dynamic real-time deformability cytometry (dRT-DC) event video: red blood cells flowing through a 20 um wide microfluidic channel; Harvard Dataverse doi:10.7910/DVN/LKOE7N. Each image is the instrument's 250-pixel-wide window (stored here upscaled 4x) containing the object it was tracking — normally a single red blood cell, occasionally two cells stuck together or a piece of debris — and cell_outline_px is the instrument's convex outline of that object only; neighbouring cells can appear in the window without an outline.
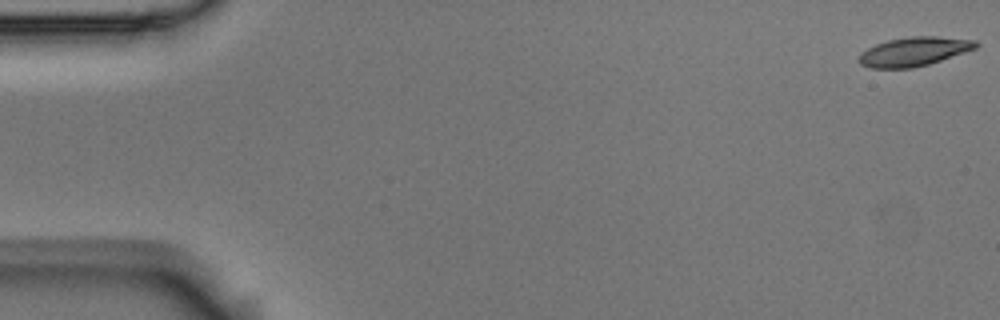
{"species": "Egyptian fruit bat (a non-hibernating species)", "species_latin": "Rousettus aegyptiacus", "temperature_condition": "room temperature", "stored_images_in_passage": 3, "camera_frame_rate_fps": 3000, "um_per_image_px": 0.085, "animal": {"sex": "male"}, "frame": {"image": 1, "passage_image": 1, "time_ms": 0.0, "image_size_px": [1000, 320], "cell_outline_px": [[980, 44], [976, 48], [928, 64], [912, 68], [872, 68], [860, 64], [856, 60], [860, 52], [876, 44], [888, 40], [908, 36], [936, 36], [976, 40]], "centroid_in_image_um": [77.65, 4.37], "position_along_channel_um": 7.3, "area_um2": 19.77}}